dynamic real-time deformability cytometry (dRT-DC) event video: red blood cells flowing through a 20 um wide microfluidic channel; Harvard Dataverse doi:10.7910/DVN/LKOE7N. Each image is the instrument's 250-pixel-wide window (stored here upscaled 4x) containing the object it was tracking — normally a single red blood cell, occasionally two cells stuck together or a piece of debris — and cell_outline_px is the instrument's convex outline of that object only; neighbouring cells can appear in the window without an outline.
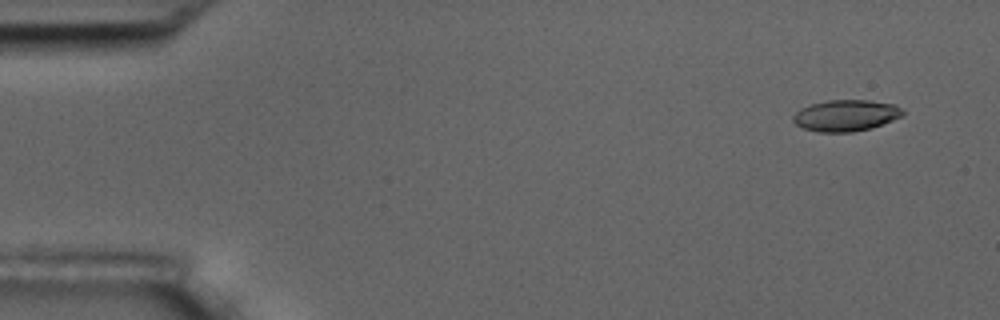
{"species": "common noctule bat (a hibernating species)", "species_latin": "Nyctalus noctula", "temperature_condition": "room temperature", "stored_images_in_passage": 4, "camera_frame_rate_fps": 3000, "um_per_image_px": 0.085, "animal": {"sex": "male", "body_mass_g": 17.5, "forearm_length_mm": 52.3}, "frame": {"image": 1, "passage_image": 1, "time_ms": 0.0, "image_size_px": [1000, 320], "cell_outline_px": [[904, 116], [872, 128], [852, 132], [816, 132], [804, 128], [796, 124], [792, 120], [792, 116], [800, 108], [812, 104], [828, 100], [868, 100], [896, 104], [904, 112]], "centroid_in_image_um": [71.91, 9.82], "position_along_channel_um": 13.1, "area_um2": 20.17}}
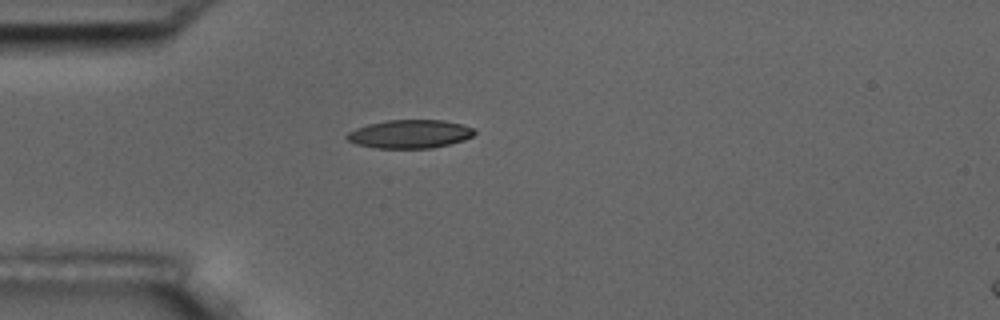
{"frame": {"image": 2, "passage_image": 4, "time_ms": 4.0, "image_size_px": [1000, 320], "cell_outline_px": [[476, 132], [472, 136], [464, 140], [432, 148], [376, 148], [356, 144], [348, 140], [344, 136], [348, 132], [356, 128], [368, 124], [388, 120], [444, 120], [460, 124], [472, 128]], "centroid_in_image_um": [34.81, 11.39], "position_along_channel_um": 50.2, "area_um2": 21.04}}